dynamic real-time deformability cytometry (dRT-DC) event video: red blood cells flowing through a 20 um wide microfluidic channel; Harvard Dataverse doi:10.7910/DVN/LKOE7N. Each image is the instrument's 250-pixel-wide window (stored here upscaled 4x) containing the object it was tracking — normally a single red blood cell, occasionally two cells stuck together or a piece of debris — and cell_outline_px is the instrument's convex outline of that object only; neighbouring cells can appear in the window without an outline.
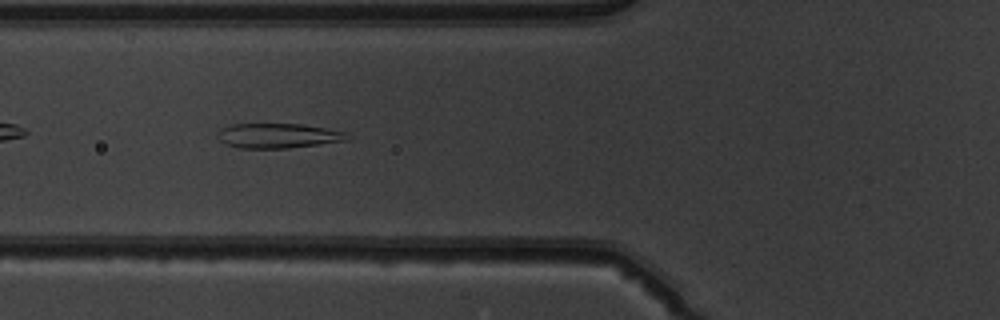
{"species": "common noctule bat (a hibernating species)", "species_latin": "Nyctalus noctula", "temperature_condition": "warm", "stored_images_in_passage": 36, "camera_frame_rate_fps": 3000, "um_per_image_px": 0.085, "animal": {"sex": "male", "body_mass_g": 19.5, "forearm_length_mm": 54.6}, "frame": {"image": 1, "passage_image": 5, "time_ms": 1.333, "image_size_px": [1000, 320], "cell_outline_px": [[348, 140], [288, 148], [236, 148], [224, 144], [216, 136], [220, 128], [232, 124], [304, 124], [348, 132]], "centroid_in_image_um": [23.6, 11.53], "position_along_channel_um": 102.2, "area_um2": 18.84}}
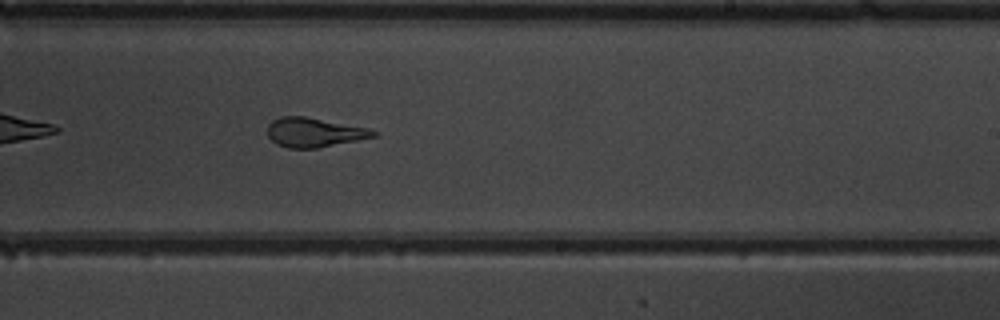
{"frame": {"image": 2, "passage_image": 17, "time_ms": 5.333, "image_size_px": [1000, 320], "cell_outline_px": [[376, 136], [316, 148], [288, 148], [276, 144], [268, 136], [268, 124], [272, 120], [280, 116], [304, 116], [368, 128], [376, 132]], "centroid_in_image_um": [26.65, 11.25], "position_along_channel_um": 262.4, "area_um2": 17.86}}
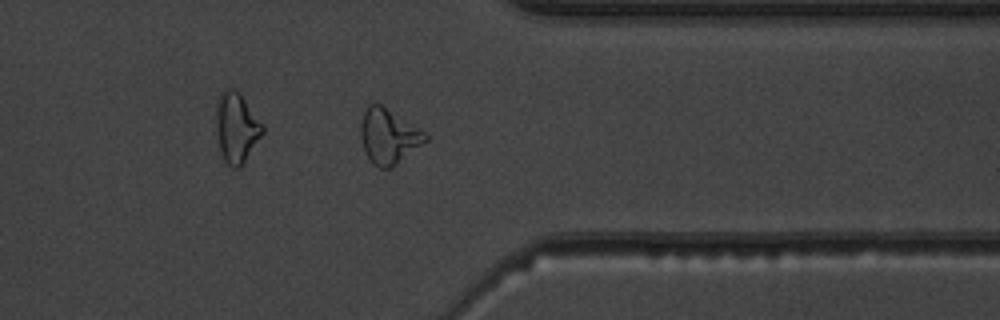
{"frame": {"image": 3, "passage_image": 26, "time_ms": 8.333, "image_size_px": [1000, 320], "cell_outline_px": [[428, 140], [392, 168], [380, 168], [372, 164], [364, 152], [360, 136], [360, 124], [364, 112], [368, 104], [380, 104], [424, 132], [428, 136]], "centroid_in_image_um": [33.0, 11.62], "position_along_channel_um": 378.4, "area_um2": 20.58}, "authors_computed_cell_mechanics": {"area_um2": 18.8428, "velocity_mm_per_s": 4.0058, "shape_relaxation_time_tau1_ms": null, "shape_relaxation_time_tau2_ms": 1.3275, "deformation_change_tau1": null, "deformation_change_tau2": 0.0971}}